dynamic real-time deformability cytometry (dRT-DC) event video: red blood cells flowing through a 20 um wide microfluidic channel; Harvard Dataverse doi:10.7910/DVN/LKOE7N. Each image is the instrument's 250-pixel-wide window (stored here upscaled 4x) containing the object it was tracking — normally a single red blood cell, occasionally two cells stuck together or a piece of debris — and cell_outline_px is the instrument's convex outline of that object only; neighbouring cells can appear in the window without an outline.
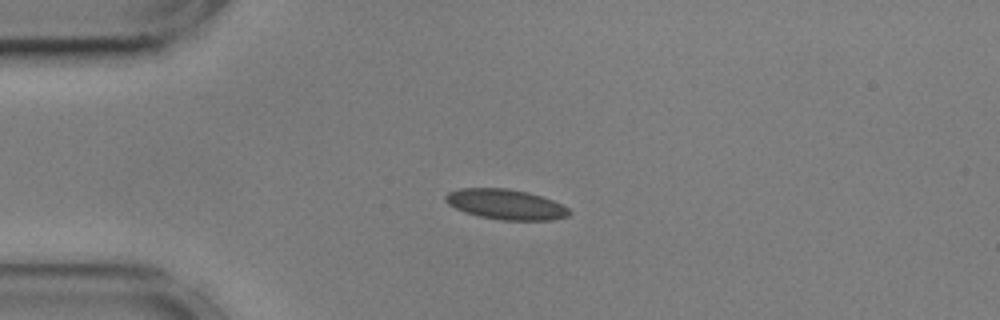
{"species": "common noctule bat (a hibernating species)", "species_latin": "Nyctalus noctula", "temperature_condition": "cold", "stored_images_in_passage": 43, "camera_frame_rate_fps": 3000, "um_per_image_px": 0.085, "animal": {"sex": "male", "body_mass_g": 17.9, "forearm_length_mm": 54.2}, "frame": {"image": 1, "passage_image": 1, "time_ms": 0.0, "image_size_px": [1000, 320], "cell_outline_px": [[572, 212], [568, 216], [552, 220], [500, 220], [480, 216], [464, 212], [448, 204], [444, 200], [444, 196], [448, 192], [460, 188], [508, 188], [528, 192], [552, 200], [568, 208]], "centroid_in_image_um": [42.97, 17.37], "position_along_channel_um": 42.0, "area_um2": 21.79}}
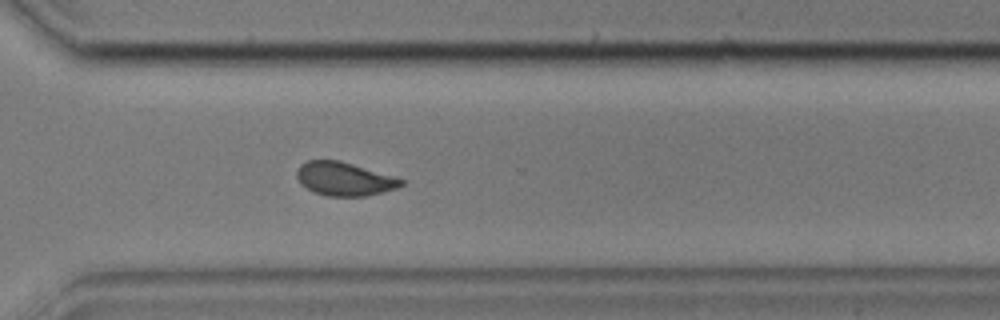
{"frame": {"image": 2, "passage_image": 28, "time_ms": 9.0, "image_size_px": [1000, 320], "cell_outline_px": [[404, 184], [396, 188], [364, 196], [328, 196], [312, 192], [300, 184], [296, 176], [296, 172], [300, 164], [308, 160], [340, 160], [392, 176], [404, 180]], "centroid_in_image_um": [29.2, 15.2], "position_along_channel_um": 341.4, "area_um2": 20.29}}
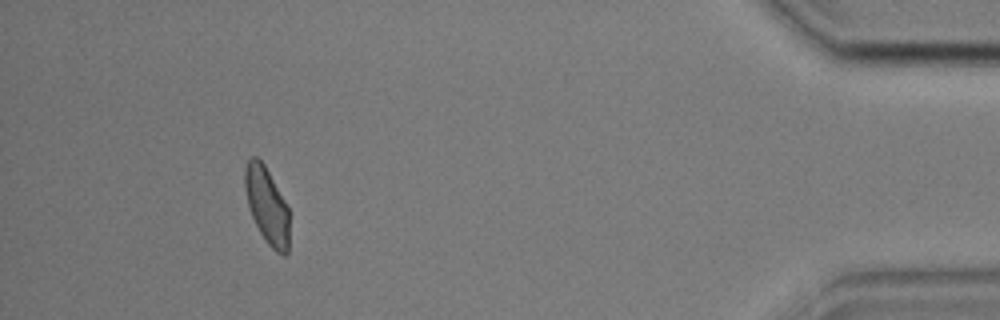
{"frame": {"image": 3, "passage_image": 39, "time_ms": 12.667, "image_size_px": [1000, 320], "cell_outline_px": [[288, 252], [284, 256], [276, 252], [268, 244], [260, 232], [252, 216], [248, 204], [244, 188], [244, 168], [248, 160], [252, 156], [256, 156], [264, 164], [284, 200], [288, 208]], "centroid_in_image_um": [22.67, 17.45], "position_along_channel_um": 412.5, "area_um2": 19.54}, "authors_computed_cell_mechanics": {"area_um2": 20.519, "velocity_mm_per_s": 3.5769, "shape_relaxation_time_tau1_ms": 7.3818, "shape_relaxation_time_tau2_ms": 1.6039, "deformation_change_tau1": 0.1393, "deformation_change_tau2": 0.0547}}